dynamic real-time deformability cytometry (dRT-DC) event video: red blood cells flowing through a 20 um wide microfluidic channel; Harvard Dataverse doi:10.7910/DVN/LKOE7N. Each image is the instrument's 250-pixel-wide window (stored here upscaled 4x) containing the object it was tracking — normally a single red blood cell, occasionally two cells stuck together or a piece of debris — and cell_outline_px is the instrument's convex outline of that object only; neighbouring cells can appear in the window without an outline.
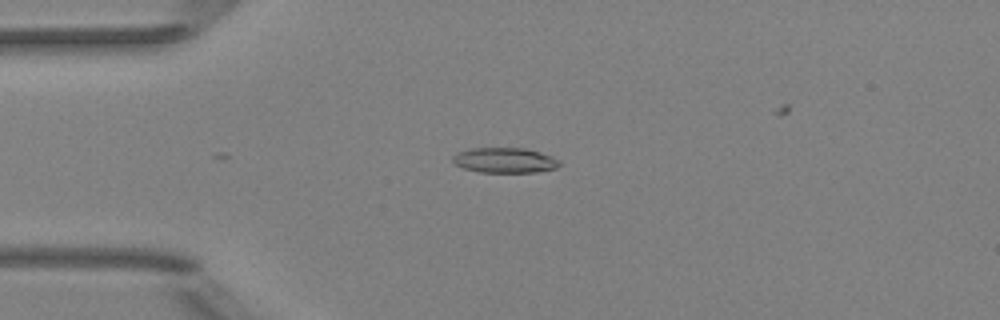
{"species": "Egyptian fruit bat (a non-hibernating species)", "species_latin": "Rousettus aegyptiacus", "temperature_condition": "room temperature", "stored_images_in_passage": 30, "camera_frame_rate_fps": 3000, "um_per_image_px": 0.085, "animal": {"sex": "female"}, "frame": {"image": 1, "passage_image": 2, "time_ms": 0.333, "image_size_px": [1000, 320], "cell_outline_px": [[560, 164], [556, 168], [536, 172], [480, 172], [464, 168], [456, 164], [452, 160], [452, 156], [460, 152], [472, 148], [524, 148], [540, 152], [552, 156], [560, 160]], "centroid_in_image_um": [42.93, 13.62], "position_along_channel_um": 42.1, "area_um2": 15.55}}
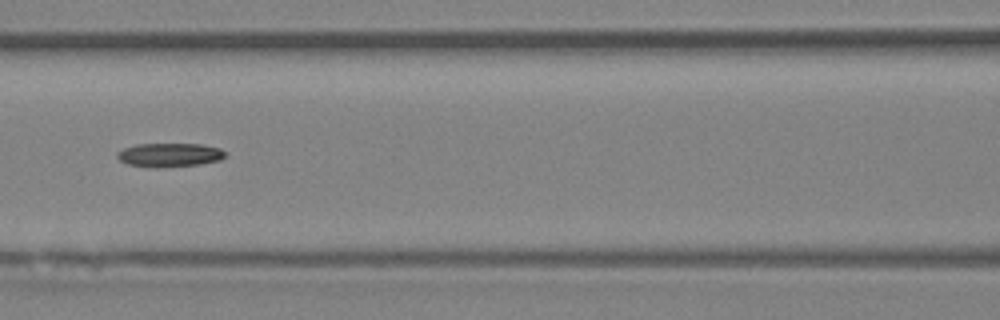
{"frame": {"image": 2, "passage_image": 12, "time_ms": 3.667, "image_size_px": [1000, 320], "cell_outline_px": [[228, 152], [220, 160], [200, 164], [156, 168], [152, 168], [128, 164], [120, 160], [116, 156], [116, 152], [124, 148], [136, 144], [204, 144], [220, 148]], "centroid_in_image_um": [14.42, 13.17], "position_along_channel_um": 152.2, "area_um2": 15.14}}
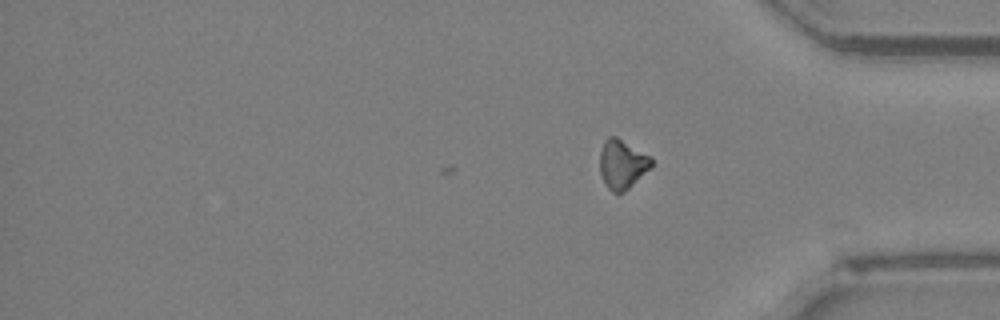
{"frame": {"image": 3, "passage_image": 30, "time_ms": 9.667, "image_size_px": [1000, 320], "cell_outline_px": [[652, 168], [624, 192], [612, 192], [604, 184], [600, 172], [600, 152], [604, 140], [608, 136], [616, 136], [652, 156]], "centroid_in_image_um": [52.9, 13.94], "position_along_channel_um": 382.3, "area_um2": 15.03}}